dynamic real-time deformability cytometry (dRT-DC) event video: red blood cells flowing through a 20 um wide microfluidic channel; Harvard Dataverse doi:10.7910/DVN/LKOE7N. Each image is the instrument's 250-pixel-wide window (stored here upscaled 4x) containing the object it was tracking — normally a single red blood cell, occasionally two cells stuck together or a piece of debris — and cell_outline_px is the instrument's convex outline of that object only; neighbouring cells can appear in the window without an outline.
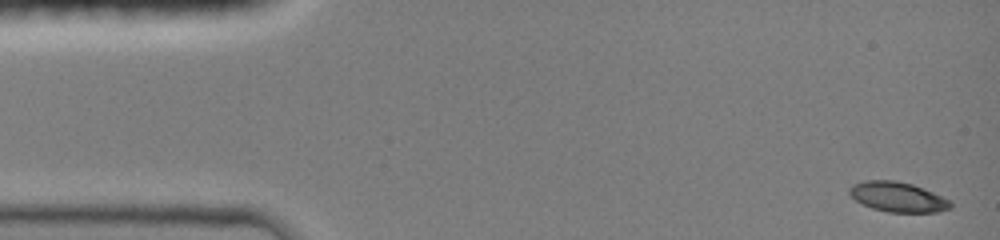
{"species": "common noctule bat (a hibernating species)", "species_latin": "Nyctalus noctula", "temperature_condition": "room temperature", "stored_images_in_passage": 29, "camera_frame_rate_fps": 3000, "um_per_image_px": 0.085, "animal": {"sex": "female", "body_mass_g": 19.0, "forearm_length_mm": 51.5}, "frame": {"image": 1, "passage_image": 1, "time_ms": 0.0, "image_size_px": [1000, 240], "cell_outline_px": [[952, 208], [936, 212], [888, 212], [872, 208], [856, 200], [848, 192], [848, 188], [852, 184], [868, 180], [892, 180], [912, 184], [932, 192], [948, 200], [952, 204]], "centroid_in_image_um": [76.29, 16.74], "position_along_channel_um": 8.7, "area_um2": 17.4}}
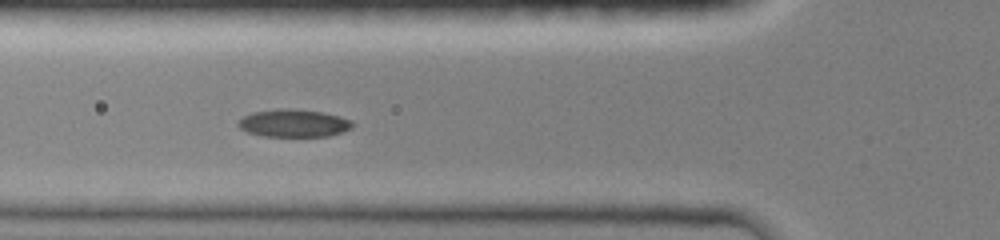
{"frame": {"image": 2, "passage_image": 20, "time_ms": 5.0, "image_size_px": [1000, 240], "cell_outline_px": [[352, 128], [328, 136], [264, 136], [248, 132], [240, 128], [236, 124], [244, 116], [252, 112], [284, 108], [288, 108], [320, 112], [340, 116], [352, 120]], "centroid_in_image_um": [24.95, 10.47], "position_along_channel_um": 100.8, "area_um2": 18.21}}
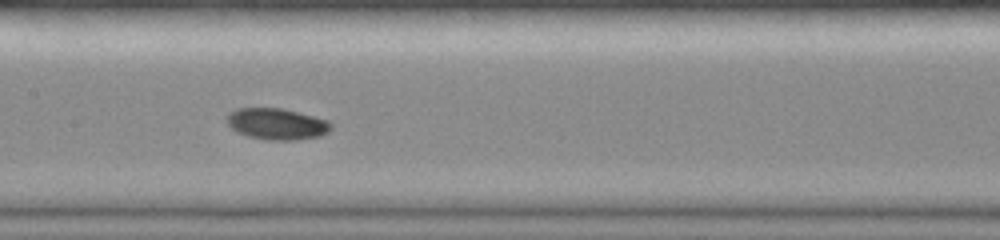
{"frame": {"image": 3, "passage_image": 28, "time_ms": 7.0, "image_size_px": [1000, 240], "cell_outline_px": [[332, 128], [328, 132], [320, 136], [296, 140], [268, 140], [248, 136], [236, 132], [228, 124], [228, 116], [236, 108], [280, 108], [328, 120], [332, 124]], "centroid_in_image_um": [23.55, 10.55], "position_along_channel_um": 183.8, "area_um2": 18.84}}